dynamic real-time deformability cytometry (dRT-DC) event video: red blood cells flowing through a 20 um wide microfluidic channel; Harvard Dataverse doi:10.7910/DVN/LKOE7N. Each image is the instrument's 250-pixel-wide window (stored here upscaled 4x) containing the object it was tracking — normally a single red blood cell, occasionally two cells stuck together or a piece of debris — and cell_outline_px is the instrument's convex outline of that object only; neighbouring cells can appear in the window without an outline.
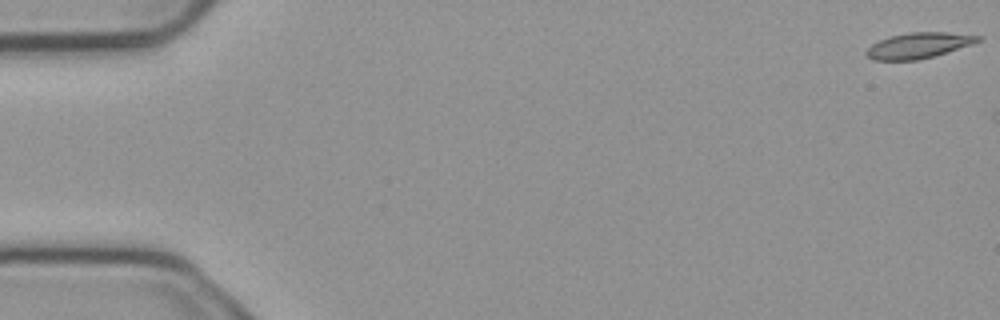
{"species": "common noctule bat (a hibernating species)", "species_latin": "Nyctalus noctula", "temperature_condition": "cold", "stored_images_in_passage": 3, "camera_frame_rate_fps": 3000, "um_per_image_px": 0.085, "animal": {"sex": "male", "body_mass_g": 23.1, "forearm_length_mm": 52.7}, "frame": {"image": 1, "passage_image": 1, "time_ms": 0.0, "image_size_px": [1000, 320], "cell_outline_px": [[984, 36], [980, 40], [972, 44], [932, 56], [916, 60], [872, 60], [864, 52], [872, 44], [888, 36], [908, 32], [948, 32]], "centroid_in_image_um": [78.06, 3.85], "position_along_channel_um": 6.9, "area_um2": 16.59}}